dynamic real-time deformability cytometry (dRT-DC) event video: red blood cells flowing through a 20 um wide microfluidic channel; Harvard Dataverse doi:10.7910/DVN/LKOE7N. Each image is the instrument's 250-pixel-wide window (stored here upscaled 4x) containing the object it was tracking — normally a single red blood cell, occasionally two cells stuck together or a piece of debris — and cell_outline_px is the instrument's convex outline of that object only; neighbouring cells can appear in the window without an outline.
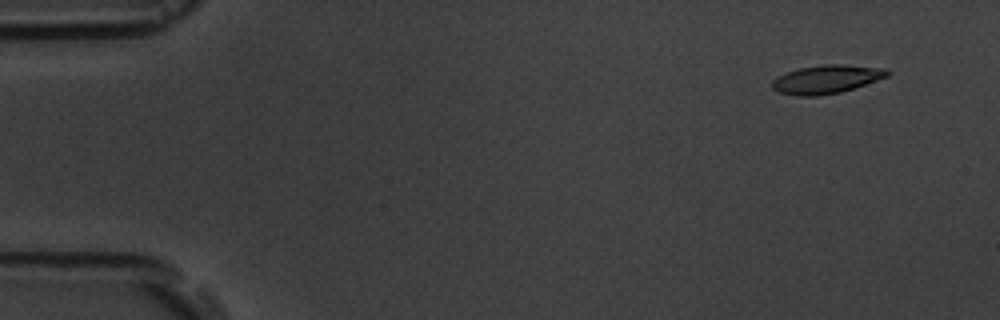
{"species": "common noctule bat (a hibernating species)", "species_latin": "Nyctalus noctula", "temperature_condition": "room temperature", "stored_images_in_passage": 6, "camera_frame_rate_fps": 3000, "um_per_image_px": 0.085, "animal": {"sex": "male", "body_mass_g": 19.5, "forearm_length_mm": 54.6}, "frame": {"image": 1, "passage_image": 1, "time_ms": 0.0, "image_size_px": [1000, 320], "cell_outline_px": [[892, 72], [888, 76], [840, 92], [816, 96], [796, 96], [780, 92], [772, 88], [772, 80], [788, 72], [800, 68], [824, 64], [844, 64], [888, 68]], "centroid_in_image_um": [70.29, 6.72], "position_along_channel_um": 14.7, "area_um2": 18.96}}
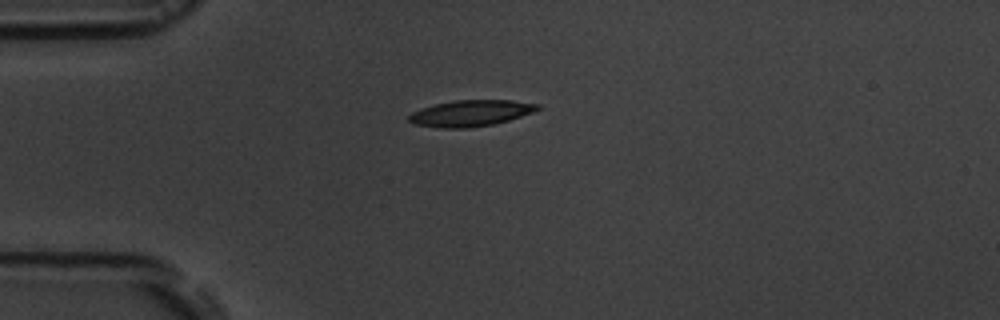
{"frame": {"image": 2, "passage_image": 4, "time_ms": 3.333, "image_size_px": [1000, 320], "cell_outline_px": [[540, 108], [532, 112], [508, 120], [492, 124], [468, 128], [440, 128], [412, 124], [408, 120], [408, 116], [412, 112], [436, 104], [456, 100], [512, 100], [540, 104]], "centroid_in_image_um": [39.99, 9.62], "position_along_channel_um": 45.0, "area_um2": 19.48}}
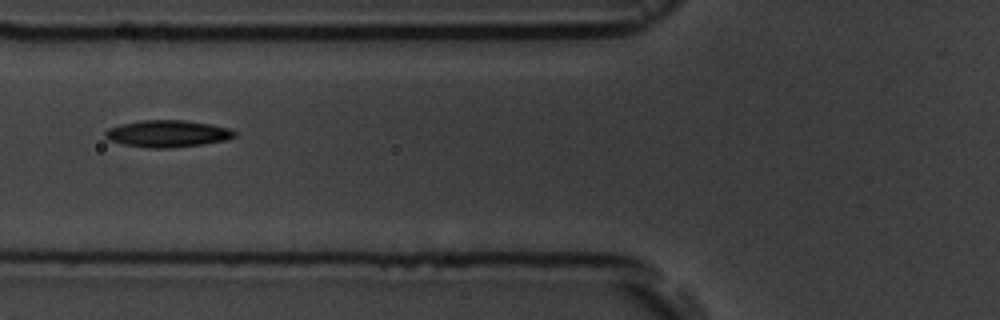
{"frame": {"image": 3, "passage_image": 6, "time_ms": 5.667, "image_size_px": [1000, 320], "cell_outline_px": [[236, 136], [224, 140], [204, 144], [168, 148], [148, 148], [120, 144], [108, 140], [104, 136], [104, 132], [108, 128], [120, 124], [140, 120], [184, 120], [212, 124], [228, 128], [236, 132]], "centroid_in_image_um": [14.19, 11.36], "position_along_channel_um": 111.6, "area_um2": 20.46}}